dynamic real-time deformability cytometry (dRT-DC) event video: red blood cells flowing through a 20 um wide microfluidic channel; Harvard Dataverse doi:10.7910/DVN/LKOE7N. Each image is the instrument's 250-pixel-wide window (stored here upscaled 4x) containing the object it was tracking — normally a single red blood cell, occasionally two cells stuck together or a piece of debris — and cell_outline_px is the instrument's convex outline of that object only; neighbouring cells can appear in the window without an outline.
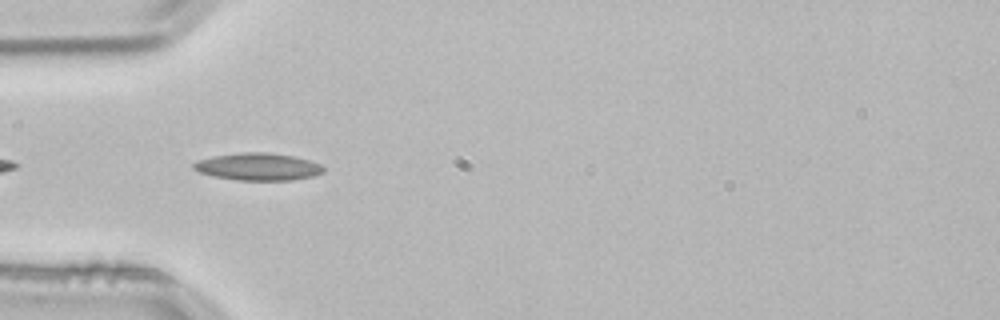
{"species": "common noctule bat (a hibernating species)", "species_latin": "Nyctalus noctula", "temperature_condition": "room temperature", "stored_images_in_passage": 1, "camera_frame_rate_fps": 3000, "um_per_image_px": 0.085, "animal": {"sex": "male", "body_mass_g": 21.5, "forearm_length_mm": 52.0}, "frame": {"image": 1, "passage_image": 1, "time_ms": 0.0, "image_size_px": [1000, 320], "cell_outline_px": [[324, 172], [312, 176], [292, 180], [236, 180], [212, 176], [200, 172], [192, 168], [192, 164], [200, 160], [216, 156], [244, 152], [264, 152], [292, 156], [308, 160], [320, 164], [324, 168]], "centroid_in_image_um": [21.94, 14.18], "position_along_channel_um": 63.1, "area_um2": 20.4}}